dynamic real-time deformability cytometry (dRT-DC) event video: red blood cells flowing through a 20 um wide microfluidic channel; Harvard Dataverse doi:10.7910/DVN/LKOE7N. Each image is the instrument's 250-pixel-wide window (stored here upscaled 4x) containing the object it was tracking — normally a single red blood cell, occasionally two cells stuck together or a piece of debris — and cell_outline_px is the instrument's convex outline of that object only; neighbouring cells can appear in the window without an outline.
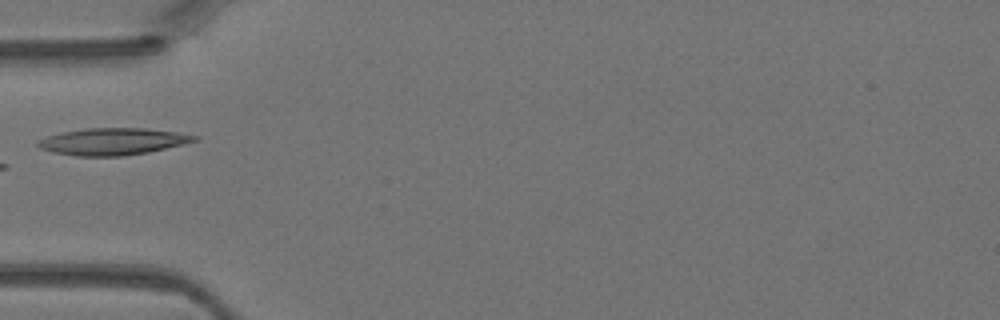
{"species": "Egyptian fruit bat (a non-hibernating species)", "species_latin": "Rousettus aegyptiacus", "temperature_condition": "warm", "stored_images_in_passage": 7, "camera_frame_rate_fps": 3000, "um_per_image_px": 0.085, "animal": {"sex": "female"}, "frame": {"image": 1, "passage_image": 1, "time_ms": 0.0, "image_size_px": [1000, 320], "cell_outline_px": [[200, 136], [196, 140], [148, 152], [124, 156], [76, 156], [52, 152], [40, 148], [36, 144], [36, 140], [60, 132], [84, 128], [148, 128], [176, 132]], "centroid_in_image_um": [9.51, 12.02], "position_along_channel_um": 75.5, "area_um2": 24.51}}
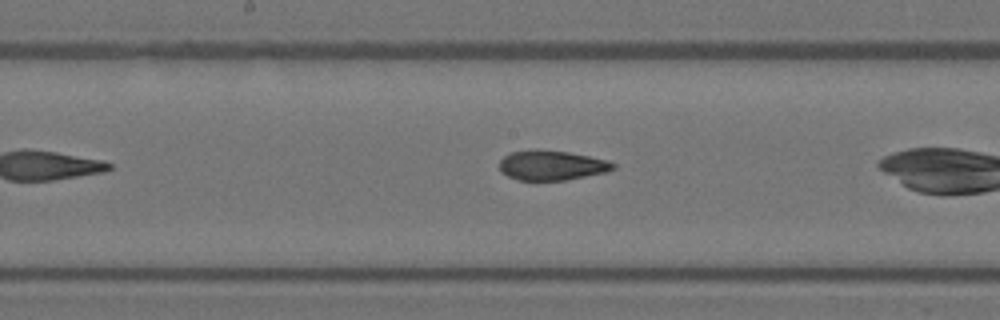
{"frame": {"image": 2, "passage_image": 6, "time_ms": 1.667, "image_size_px": [1000, 320], "cell_outline_px": [[616, 168], [608, 172], [564, 180], [520, 180], [508, 176], [500, 172], [500, 160], [504, 156], [512, 152], [536, 148], [568, 152], [608, 160], [616, 164]], "centroid_in_image_um": [46.9, 14.04], "position_along_channel_um": 201.3, "area_um2": 19.88}}